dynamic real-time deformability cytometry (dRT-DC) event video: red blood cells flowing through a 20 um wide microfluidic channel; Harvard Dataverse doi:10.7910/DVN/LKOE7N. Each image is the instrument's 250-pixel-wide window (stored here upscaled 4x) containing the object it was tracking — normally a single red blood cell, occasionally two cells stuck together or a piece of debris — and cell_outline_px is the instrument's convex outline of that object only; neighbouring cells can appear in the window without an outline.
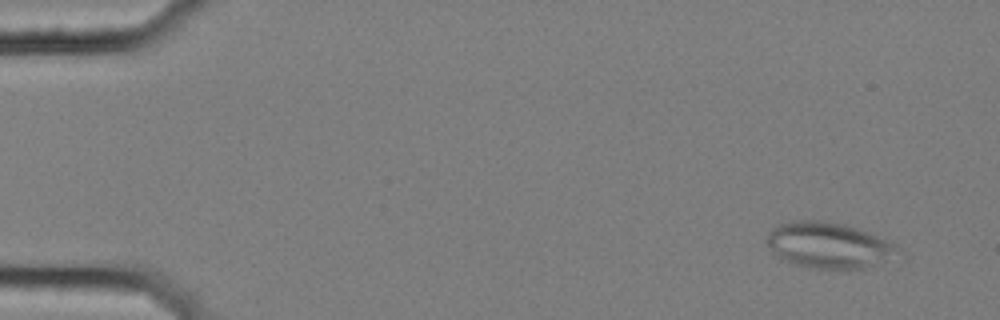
{"species": "common noctule bat (a hibernating species)", "species_latin": "Nyctalus noctula", "temperature_condition": "cold", "stored_images_in_passage": 57, "segment_of_instrument_passage": [1, 2], "camera_frame_rate_fps": 3000, "um_per_image_px": 0.085, "animal": {"sex": "female", "body_mass_g": 25.1}, "frame": {"image": 1, "passage_image": 4, "time_ms": 1.0, "image_size_px": [1000, 320], "cell_outline_px": [[904, 256], [864, 268], [840, 272], [808, 268], [780, 260], [772, 252], [764, 240], [768, 232], [776, 224], [792, 220], [824, 220], [844, 224], [856, 228], [896, 244], [904, 252]], "centroid_in_image_um": [70.45, 20.89], "position_along_channel_um": 14.5, "area_um2": 36.65}}